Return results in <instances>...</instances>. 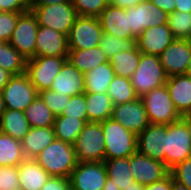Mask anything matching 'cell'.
<instances>
[{"instance_id":"obj_11","label":"cell","mask_w":191,"mask_h":190,"mask_svg":"<svg viewBox=\"0 0 191 190\" xmlns=\"http://www.w3.org/2000/svg\"><path fill=\"white\" fill-rule=\"evenodd\" d=\"M6 109L25 111L39 95L26 73L13 75L1 91Z\"/></svg>"},{"instance_id":"obj_16","label":"cell","mask_w":191,"mask_h":190,"mask_svg":"<svg viewBox=\"0 0 191 190\" xmlns=\"http://www.w3.org/2000/svg\"><path fill=\"white\" fill-rule=\"evenodd\" d=\"M159 57L168 77L185 74L191 58V40L175 39Z\"/></svg>"},{"instance_id":"obj_17","label":"cell","mask_w":191,"mask_h":190,"mask_svg":"<svg viewBox=\"0 0 191 190\" xmlns=\"http://www.w3.org/2000/svg\"><path fill=\"white\" fill-rule=\"evenodd\" d=\"M68 53L67 35L49 27L39 25L36 37L35 57H68Z\"/></svg>"},{"instance_id":"obj_2","label":"cell","mask_w":191,"mask_h":190,"mask_svg":"<svg viewBox=\"0 0 191 190\" xmlns=\"http://www.w3.org/2000/svg\"><path fill=\"white\" fill-rule=\"evenodd\" d=\"M105 141V159L130 157L137 152V135L112 118L101 122Z\"/></svg>"},{"instance_id":"obj_30","label":"cell","mask_w":191,"mask_h":190,"mask_svg":"<svg viewBox=\"0 0 191 190\" xmlns=\"http://www.w3.org/2000/svg\"><path fill=\"white\" fill-rule=\"evenodd\" d=\"M87 122V119L56 116L53 124L55 138L73 145Z\"/></svg>"},{"instance_id":"obj_31","label":"cell","mask_w":191,"mask_h":190,"mask_svg":"<svg viewBox=\"0 0 191 190\" xmlns=\"http://www.w3.org/2000/svg\"><path fill=\"white\" fill-rule=\"evenodd\" d=\"M25 159L22 142L0 132V166H18Z\"/></svg>"},{"instance_id":"obj_25","label":"cell","mask_w":191,"mask_h":190,"mask_svg":"<svg viewBox=\"0 0 191 190\" xmlns=\"http://www.w3.org/2000/svg\"><path fill=\"white\" fill-rule=\"evenodd\" d=\"M85 103L88 122H102L111 118L114 105L107 93L85 92Z\"/></svg>"},{"instance_id":"obj_12","label":"cell","mask_w":191,"mask_h":190,"mask_svg":"<svg viewBox=\"0 0 191 190\" xmlns=\"http://www.w3.org/2000/svg\"><path fill=\"white\" fill-rule=\"evenodd\" d=\"M107 177L104 162H78L69 176L70 190H102Z\"/></svg>"},{"instance_id":"obj_20","label":"cell","mask_w":191,"mask_h":190,"mask_svg":"<svg viewBox=\"0 0 191 190\" xmlns=\"http://www.w3.org/2000/svg\"><path fill=\"white\" fill-rule=\"evenodd\" d=\"M103 33L121 39L135 38L129 28L128 9L108 5L98 17Z\"/></svg>"},{"instance_id":"obj_53","label":"cell","mask_w":191,"mask_h":190,"mask_svg":"<svg viewBox=\"0 0 191 190\" xmlns=\"http://www.w3.org/2000/svg\"><path fill=\"white\" fill-rule=\"evenodd\" d=\"M181 120L186 124L187 131H188L189 136L191 138V115L181 116Z\"/></svg>"},{"instance_id":"obj_44","label":"cell","mask_w":191,"mask_h":190,"mask_svg":"<svg viewBox=\"0 0 191 190\" xmlns=\"http://www.w3.org/2000/svg\"><path fill=\"white\" fill-rule=\"evenodd\" d=\"M31 10V0H0V12H27Z\"/></svg>"},{"instance_id":"obj_49","label":"cell","mask_w":191,"mask_h":190,"mask_svg":"<svg viewBox=\"0 0 191 190\" xmlns=\"http://www.w3.org/2000/svg\"><path fill=\"white\" fill-rule=\"evenodd\" d=\"M175 11L191 13V0H175Z\"/></svg>"},{"instance_id":"obj_54","label":"cell","mask_w":191,"mask_h":190,"mask_svg":"<svg viewBox=\"0 0 191 190\" xmlns=\"http://www.w3.org/2000/svg\"><path fill=\"white\" fill-rule=\"evenodd\" d=\"M145 186L141 185L140 183H137L136 181H133L132 185L128 186L127 188H124V190H144Z\"/></svg>"},{"instance_id":"obj_21","label":"cell","mask_w":191,"mask_h":190,"mask_svg":"<svg viewBox=\"0 0 191 190\" xmlns=\"http://www.w3.org/2000/svg\"><path fill=\"white\" fill-rule=\"evenodd\" d=\"M50 90L70 97L85 93L84 73L67 61L55 76Z\"/></svg>"},{"instance_id":"obj_40","label":"cell","mask_w":191,"mask_h":190,"mask_svg":"<svg viewBox=\"0 0 191 190\" xmlns=\"http://www.w3.org/2000/svg\"><path fill=\"white\" fill-rule=\"evenodd\" d=\"M59 116L87 119L85 93L72 96Z\"/></svg>"},{"instance_id":"obj_1","label":"cell","mask_w":191,"mask_h":190,"mask_svg":"<svg viewBox=\"0 0 191 190\" xmlns=\"http://www.w3.org/2000/svg\"><path fill=\"white\" fill-rule=\"evenodd\" d=\"M34 159L50 176L64 178H69L78 163L73 145L56 138Z\"/></svg>"},{"instance_id":"obj_8","label":"cell","mask_w":191,"mask_h":190,"mask_svg":"<svg viewBox=\"0 0 191 190\" xmlns=\"http://www.w3.org/2000/svg\"><path fill=\"white\" fill-rule=\"evenodd\" d=\"M68 57L41 56L27 60L25 73L37 92L50 89Z\"/></svg>"},{"instance_id":"obj_18","label":"cell","mask_w":191,"mask_h":190,"mask_svg":"<svg viewBox=\"0 0 191 190\" xmlns=\"http://www.w3.org/2000/svg\"><path fill=\"white\" fill-rule=\"evenodd\" d=\"M137 151L165 164V125L149 124L137 136Z\"/></svg>"},{"instance_id":"obj_3","label":"cell","mask_w":191,"mask_h":190,"mask_svg":"<svg viewBox=\"0 0 191 190\" xmlns=\"http://www.w3.org/2000/svg\"><path fill=\"white\" fill-rule=\"evenodd\" d=\"M139 98L166 84L168 76L158 55L141 53L139 65L130 78Z\"/></svg>"},{"instance_id":"obj_48","label":"cell","mask_w":191,"mask_h":190,"mask_svg":"<svg viewBox=\"0 0 191 190\" xmlns=\"http://www.w3.org/2000/svg\"><path fill=\"white\" fill-rule=\"evenodd\" d=\"M143 0H109V4L115 7L128 9L136 6Z\"/></svg>"},{"instance_id":"obj_38","label":"cell","mask_w":191,"mask_h":190,"mask_svg":"<svg viewBox=\"0 0 191 190\" xmlns=\"http://www.w3.org/2000/svg\"><path fill=\"white\" fill-rule=\"evenodd\" d=\"M78 16L99 17L109 5V0H72Z\"/></svg>"},{"instance_id":"obj_10","label":"cell","mask_w":191,"mask_h":190,"mask_svg":"<svg viewBox=\"0 0 191 190\" xmlns=\"http://www.w3.org/2000/svg\"><path fill=\"white\" fill-rule=\"evenodd\" d=\"M103 30L98 17H81L75 19L67 36L69 50H85L99 46Z\"/></svg>"},{"instance_id":"obj_55","label":"cell","mask_w":191,"mask_h":190,"mask_svg":"<svg viewBox=\"0 0 191 190\" xmlns=\"http://www.w3.org/2000/svg\"><path fill=\"white\" fill-rule=\"evenodd\" d=\"M171 190H189L186 186L176 182L173 180V177H172V187H171Z\"/></svg>"},{"instance_id":"obj_26","label":"cell","mask_w":191,"mask_h":190,"mask_svg":"<svg viewBox=\"0 0 191 190\" xmlns=\"http://www.w3.org/2000/svg\"><path fill=\"white\" fill-rule=\"evenodd\" d=\"M25 113L19 110L6 109L0 119V132L22 141L30 130Z\"/></svg>"},{"instance_id":"obj_27","label":"cell","mask_w":191,"mask_h":190,"mask_svg":"<svg viewBox=\"0 0 191 190\" xmlns=\"http://www.w3.org/2000/svg\"><path fill=\"white\" fill-rule=\"evenodd\" d=\"M68 61L82 73H87L94 67L107 63L108 58L99 46L85 50H69Z\"/></svg>"},{"instance_id":"obj_41","label":"cell","mask_w":191,"mask_h":190,"mask_svg":"<svg viewBox=\"0 0 191 190\" xmlns=\"http://www.w3.org/2000/svg\"><path fill=\"white\" fill-rule=\"evenodd\" d=\"M22 13L24 12H0V42H9Z\"/></svg>"},{"instance_id":"obj_33","label":"cell","mask_w":191,"mask_h":190,"mask_svg":"<svg viewBox=\"0 0 191 190\" xmlns=\"http://www.w3.org/2000/svg\"><path fill=\"white\" fill-rule=\"evenodd\" d=\"M30 127H53L55 115L38 95L24 111Z\"/></svg>"},{"instance_id":"obj_22","label":"cell","mask_w":191,"mask_h":190,"mask_svg":"<svg viewBox=\"0 0 191 190\" xmlns=\"http://www.w3.org/2000/svg\"><path fill=\"white\" fill-rule=\"evenodd\" d=\"M165 85L179 115H191V77L186 74L170 76Z\"/></svg>"},{"instance_id":"obj_42","label":"cell","mask_w":191,"mask_h":190,"mask_svg":"<svg viewBox=\"0 0 191 190\" xmlns=\"http://www.w3.org/2000/svg\"><path fill=\"white\" fill-rule=\"evenodd\" d=\"M0 190H20L18 166H0Z\"/></svg>"},{"instance_id":"obj_51","label":"cell","mask_w":191,"mask_h":190,"mask_svg":"<svg viewBox=\"0 0 191 190\" xmlns=\"http://www.w3.org/2000/svg\"><path fill=\"white\" fill-rule=\"evenodd\" d=\"M62 2H72V0H31V5H50Z\"/></svg>"},{"instance_id":"obj_45","label":"cell","mask_w":191,"mask_h":190,"mask_svg":"<svg viewBox=\"0 0 191 190\" xmlns=\"http://www.w3.org/2000/svg\"><path fill=\"white\" fill-rule=\"evenodd\" d=\"M41 190H70V180L64 177L50 176Z\"/></svg>"},{"instance_id":"obj_15","label":"cell","mask_w":191,"mask_h":190,"mask_svg":"<svg viewBox=\"0 0 191 190\" xmlns=\"http://www.w3.org/2000/svg\"><path fill=\"white\" fill-rule=\"evenodd\" d=\"M130 170L135 181L143 186L162 180L170 171L162 161L142 155L138 151L130 156Z\"/></svg>"},{"instance_id":"obj_35","label":"cell","mask_w":191,"mask_h":190,"mask_svg":"<svg viewBox=\"0 0 191 190\" xmlns=\"http://www.w3.org/2000/svg\"><path fill=\"white\" fill-rule=\"evenodd\" d=\"M107 94L112 100L113 105L129 103L139 98L131 84V80L119 76L113 78L108 86Z\"/></svg>"},{"instance_id":"obj_39","label":"cell","mask_w":191,"mask_h":190,"mask_svg":"<svg viewBox=\"0 0 191 190\" xmlns=\"http://www.w3.org/2000/svg\"><path fill=\"white\" fill-rule=\"evenodd\" d=\"M39 96L43 99L50 111L55 115H61L63 109L70 101V96L54 92L50 89L39 92Z\"/></svg>"},{"instance_id":"obj_24","label":"cell","mask_w":191,"mask_h":190,"mask_svg":"<svg viewBox=\"0 0 191 190\" xmlns=\"http://www.w3.org/2000/svg\"><path fill=\"white\" fill-rule=\"evenodd\" d=\"M55 139L53 127H31L22 142L23 152L27 159H34Z\"/></svg>"},{"instance_id":"obj_23","label":"cell","mask_w":191,"mask_h":190,"mask_svg":"<svg viewBox=\"0 0 191 190\" xmlns=\"http://www.w3.org/2000/svg\"><path fill=\"white\" fill-rule=\"evenodd\" d=\"M49 177L35 159L26 158L18 165L20 190H41Z\"/></svg>"},{"instance_id":"obj_5","label":"cell","mask_w":191,"mask_h":190,"mask_svg":"<svg viewBox=\"0 0 191 190\" xmlns=\"http://www.w3.org/2000/svg\"><path fill=\"white\" fill-rule=\"evenodd\" d=\"M40 26L49 27L68 36L78 17L72 2L50 5H31Z\"/></svg>"},{"instance_id":"obj_47","label":"cell","mask_w":191,"mask_h":190,"mask_svg":"<svg viewBox=\"0 0 191 190\" xmlns=\"http://www.w3.org/2000/svg\"><path fill=\"white\" fill-rule=\"evenodd\" d=\"M167 14L175 11V0H149Z\"/></svg>"},{"instance_id":"obj_6","label":"cell","mask_w":191,"mask_h":190,"mask_svg":"<svg viewBox=\"0 0 191 190\" xmlns=\"http://www.w3.org/2000/svg\"><path fill=\"white\" fill-rule=\"evenodd\" d=\"M150 124L169 125L181 119L166 85L155 88L141 97Z\"/></svg>"},{"instance_id":"obj_57","label":"cell","mask_w":191,"mask_h":190,"mask_svg":"<svg viewBox=\"0 0 191 190\" xmlns=\"http://www.w3.org/2000/svg\"><path fill=\"white\" fill-rule=\"evenodd\" d=\"M186 75H189L191 77V58L188 62V66H187V69H186Z\"/></svg>"},{"instance_id":"obj_32","label":"cell","mask_w":191,"mask_h":190,"mask_svg":"<svg viewBox=\"0 0 191 190\" xmlns=\"http://www.w3.org/2000/svg\"><path fill=\"white\" fill-rule=\"evenodd\" d=\"M141 52L136 47L132 51H120L108 62L112 65L115 76L131 78L135 69L139 65Z\"/></svg>"},{"instance_id":"obj_34","label":"cell","mask_w":191,"mask_h":190,"mask_svg":"<svg viewBox=\"0 0 191 190\" xmlns=\"http://www.w3.org/2000/svg\"><path fill=\"white\" fill-rule=\"evenodd\" d=\"M27 59L9 42H0V67L12 75H19L26 70Z\"/></svg>"},{"instance_id":"obj_19","label":"cell","mask_w":191,"mask_h":190,"mask_svg":"<svg viewBox=\"0 0 191 190\" xmlns=\"http://www.w3.org/2000/svg\"><path fill=\"white\" fill-rule=\"evenodd\" d=\"M137 47L141 53L160 55L174 40L167 24L145 29L137 38Z\"/></svg>"},{"instance_id":"obj_43","label":"cell","mask_w":191,"mask_h":190,"mask_svg":"<svg viewBox=\"0 0 191 190\" xmlns=\"http://www.w3.org/2000/svg\"><path fill=\"white\" fill-rule=\"evenodd\" d=\"M169 173L174 181L191 190V157L175 165L170 169Z\"/></svg>"},{"instance_id":"obj_9","label":"cell","mask_w":191,"mask_h":190,"mask_svg":"<svg viewBox=\"0 0 191 190\" xmlns=\"http://www.w3.org/2000/svg\"><path fill=\"white\" fill-rule=\"evenodd\" d=\"M38 20L32 10L22 13L9 43L27 60L35 57Z\"/></svg>"},{"instance_id":"obj_56","label":"cell","mask_w":191,"mask_h":190,"mask_svg":"<svg viewBox=\"0 0 191 190\" xmlns=\"http://www.w3.org/2000/svg\"><path fill=\"white\" fill-rule=\"evenodd\" d=\"M5 110H6V107H5L4 99L0 92V119H1L2 114L5 112Z\"/></svg>"},{"instance_id":"obj_37","label":"cell","mask_w":191,"mask_h":190,"mask_svg":"<svg viewBox=\"0 0 191 190\" xmlns=\"http://www.w3.org/2000/svg\"><path fill=\"white\" fill-rule=\"evenodd\" d=\"M167 25L175 39L191 40V13L174 11L168 14Z\"/></svg>"},{"instance_id":"obj_13","label":"cell","mask_w":191,"mask_h":190,"mask_svg":"<svg viewBox=\"0 0 191 190\" xmlns=\"http://www.w3.org/2000/svg\"><path fill=\"white\" fill-rule=\"evenodd\" d=\"M168 14L149 0L128 8V22L132 35L137 38L145 29L167 24Z\"/></svg>"},{"instance_id":"obj_52","label":"cell","mask_w":191,"mask_h":190,"mask_svg":"<svg viewBox=\"0 0 191 190\" xmlns=\"http://www.w3.org/2000/svg\"><path fill=\"white\" fill-rule=\"evenodd\" d=\"M102 190H120L118 186L114 185L111 178L107 177L105 185Z\"/></svg>"},{"instance_id":"obj_50","label":"cell","mask_w":191,"mask_h":190,"mask_svg":"<svg viewBox=\"0 0 191 190\" xmlns=\"http://www.w3.org/2000/svg\"><path fill=\"white\" fill-rule=\"evenodd\" d=\"M13 75L0 67V92Z\"/></svg>"},{"instance_id":"obj_14","label":"cell","mask_w":191,"mask_h":190,"mask_svg":"<svg viewBox=\"0 0 191 190\" xmlns=\"http://www.w3.org/2000/svg\"><path fill=\"white\" fill-rule=\"evenodd\" d=\"M111 118L137 136L150 124L141 98L114 105Z\"/></svg>"},{"instance_id":"obj_29","label":"cell","mask_w":191,"mask_h":190,"mask_svg":"<svg viewBox=\"0 0 191 190\" xmlns=\"http://www.w3.org/2000/svg\"><path fill=\"white\" fill-rule=\"evenodd\" d=\"M107 176L112 179L114 185L124 190L135 181L130 170V157L105 159Z\"/></svg>"},{"instance_id":"obj_46","label":"cell","mask_w":191,"mask_h":190,"mask_svg":"<svg viewBox=\"0 0 191 190\" xmlns=\"http://www.w3.org/2000/svg\"><path fill=\"white\" fill-rule=\"evenodd\" d=\"M171 187H172V176L169 173L162 180L146 185L144 190H171Z\"/></svg>"},{"instance_id":"obj_7","label":"cell","mask_w":191,"mask_h":190,"mask_svg":"<svg viewBox=\"0 0 191 190\" xmlns=\"http://www.w3.org/2000/svg\"><path fill=\"white\" fill-rule=\"evenodd\" d=\"M191 157V138L186 124L180 119L165 125V165L170 170Z\"/></svg>"},{"instance_id":"obj_36","label":"cell","mask_w":191,"mask_h":190,"mask_svg":"<svg viewBox=\"0 0 191 190\" xmlns=\"http://www.w3.org/2000/svg\"><path fill=\"white\" fill-rule=\"evenodd\" d=\"M99 47L108 60L120 51H132L137 47V39H121L107 33H103Z\"/></svg>"},{"instance_id":"obj_28","label":"cell","mask_w":191,"mask_h":190,"mask_svg":"<svg viewBox=\"0 0 191 190\" xmlns=\"http://www.w3.org/2000/svg\"><path fill=\"white\" fill-rule=\"evenodd\" d=\"M114 77L115 73L109 62L94 67L84 74L85 92L107 93L108 86Z\"/></svg>"},{"instance_id":"obj_4","label":"cell","mask_w":191,"mask_h":190,"mask_svg":"<svg viewBox=\"0 0 191 190\" xmlns=\"http://www.w3.org/2000/svg\"><path fill=\"white\" fill-rule=\"evenodd\" d=\"M73 147L78 162H104L105 141L101 122H87Z\"/></svg>"}]
</instances>
